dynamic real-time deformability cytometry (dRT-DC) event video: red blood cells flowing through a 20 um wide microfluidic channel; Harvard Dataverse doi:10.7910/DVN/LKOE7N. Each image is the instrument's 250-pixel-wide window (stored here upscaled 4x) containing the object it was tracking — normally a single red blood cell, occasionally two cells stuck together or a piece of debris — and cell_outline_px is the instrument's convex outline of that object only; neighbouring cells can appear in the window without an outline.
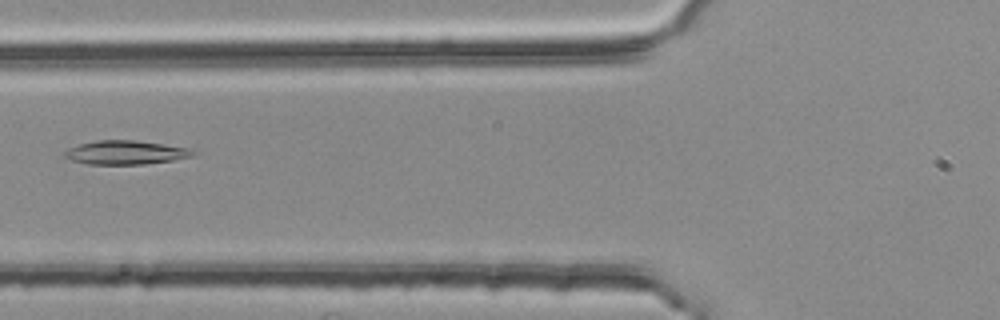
{"species": "common noctule bat (a hibernating species)", "species_latin": "Nyctalus noctula", "temperature_condition": "room temperature", "stored_images_in_passage": 2, "camera_frame_rate_fps": 3000, "um_per_image_px": 0.085, "animal": {"sex": "female", "body_mass_g": 25.1}, "frame": {"image": 1, "passage_image": 2, "time_ms": 0.333, "image_size_px": [1000, 320], "cell_outline_px": [[200, 152], [192, 156], [172, 160], [144, 164], [88, 164], [72, 160], [64, 156], [64, 152], [68, 148], [80, 144], [96, 140], [136, 140], [192, 148]], "centroid_in_image_um": [10.73, 12.95], "position_along_channel_um": 115.1, "area_um2": 17.92}}